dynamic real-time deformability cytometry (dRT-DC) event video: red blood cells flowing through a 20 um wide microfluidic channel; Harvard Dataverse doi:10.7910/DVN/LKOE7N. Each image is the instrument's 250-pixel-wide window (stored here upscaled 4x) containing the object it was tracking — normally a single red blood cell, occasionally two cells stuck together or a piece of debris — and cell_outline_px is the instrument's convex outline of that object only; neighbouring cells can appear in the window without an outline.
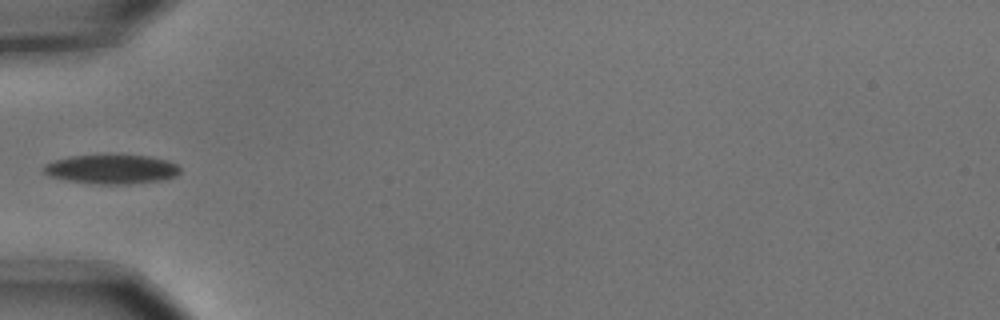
{"species": "common noctule bat (a hibernating species)", "species_latin": "Nyctalus noctula", "temperature_condition": "cold", "stored_images_in_passage": 4, "camera_frame_rate_fps": 3000, "um_per_image_px": 0.085, "animal": {"sex": "male", "body_mass_g": 15.6}, "frame": {"image": 1, "passage_image": 4, "time_ms": 1.0, "image_size_px": [1000, 320], "cell_outline_px": [[180, 172], [176, 176], [164, 180], [128, 184], [100, 184], [68, 180], [48, 176], [44, 172], [44, 164], [52, 160], [68, 156], [108, 152], [148, 156], [168, 160], [176, 164], [180, 168]], "centroid_in_image_um": [9.48, 14.33], "position_along_channel_um": 75.5, "area_um2": 24.22}}